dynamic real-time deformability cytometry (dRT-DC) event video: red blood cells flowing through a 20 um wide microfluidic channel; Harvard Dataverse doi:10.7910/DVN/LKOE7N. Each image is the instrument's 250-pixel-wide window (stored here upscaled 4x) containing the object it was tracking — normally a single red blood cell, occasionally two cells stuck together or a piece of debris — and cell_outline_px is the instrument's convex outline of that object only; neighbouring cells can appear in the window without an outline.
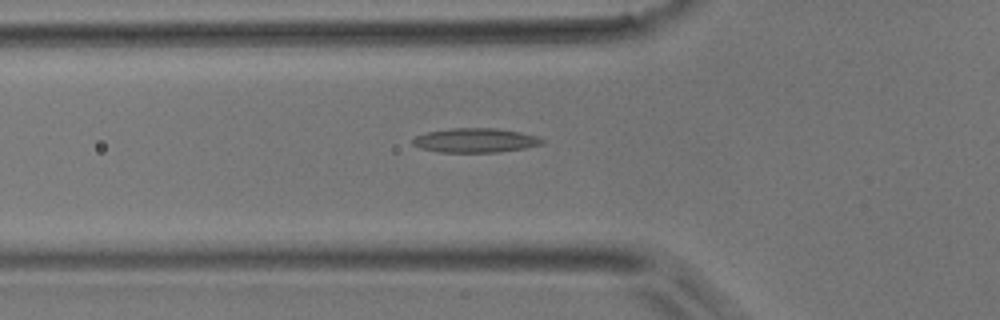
{"species": "common noctule bat (a hibernating species)", "species_latin": "Nyctalus noctula", "temperature_condition": "room temperature", "stored_images_in_passage": 30, "camera_frame_rate_fps": 3000, "um_per_image_px": 0.085, "animal": {"sex": "male", "body_mass_g": 17.9}, "frame": {"image": 1, "passage_image": 2, "time_ms": 0.333, "image_size_px": [1000, 320], "cell_outline_px": [[544, 144], [524, 148], [496, 152], [440, 152], [420, 148], [412, 144], [412, 140], [416, 136], [428, 132], [452, 128], [496, 128], [520, 132], [536, 136], [544, 140]], "centroid_in_image_um": [40.4, 11.93], "position_along_channel_um": 85.4, "area_um2": 18.21}}
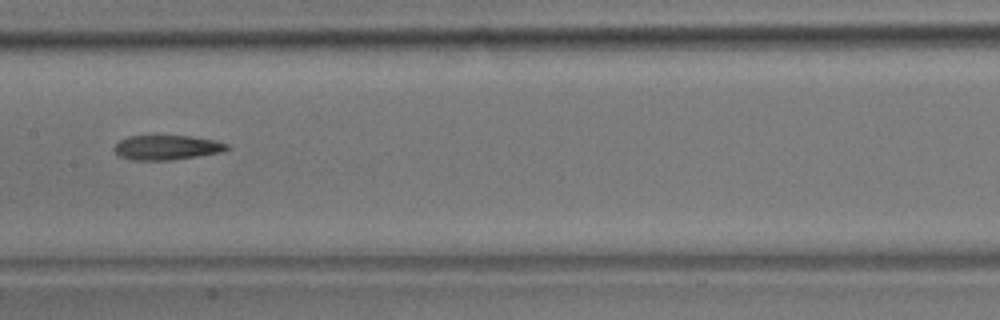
{"frame": {"image": 2, "passage_image": 10, "time_ms": 3.0, "image_size_px": [1000, 320], "cell_outline_px": [[232, 148], [224, 152], [172, 160], [132, 160], [120, 156], [112, 148], [120, 140], [128, 136], [192, 136], [216, 140], [228, 144]], "centroid_in_image_um": [14.24, 12.54], "position_along_channel_um": 193.2, "area_um2": 16.36}}
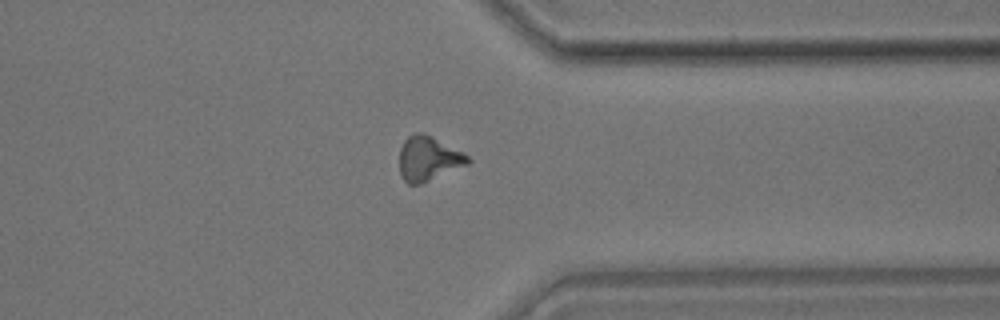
{"frame": {"image": 3, "passage_image": 24, "time_ms": 7.667, "image_size_px": [1000, 320], "cell_outline_px": [[472, 160], [468, 164], [420, 184], [408, 184], [404, 180], [400, 172], [400, 148], [404, 140], [408, 136], [416, 132], [424, 132], [432, 136], [468, 156]], "centroid_in_image_um": [36.39, 13.47], "position_along_channel_um": 375.0, "area_um2": 17.51}}